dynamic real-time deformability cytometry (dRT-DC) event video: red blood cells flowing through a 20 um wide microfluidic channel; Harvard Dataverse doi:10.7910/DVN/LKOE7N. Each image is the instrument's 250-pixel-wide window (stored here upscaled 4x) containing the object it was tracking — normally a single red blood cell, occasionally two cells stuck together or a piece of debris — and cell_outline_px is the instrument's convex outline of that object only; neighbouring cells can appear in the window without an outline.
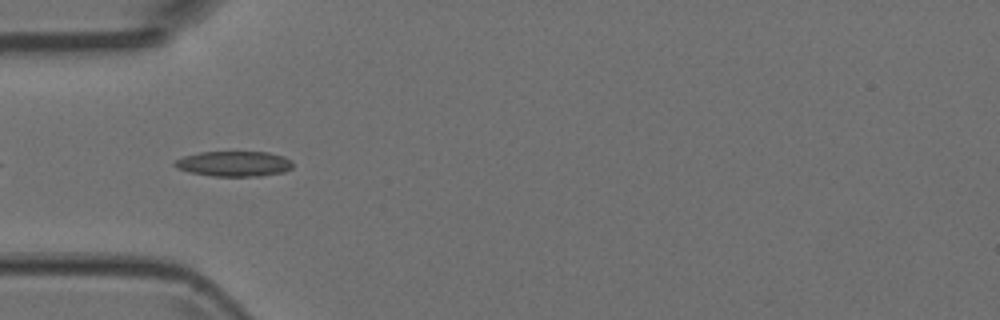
{"species": "Egyptian fruit bat (a non-hibernating species)", "species_latin": "Rousettus aegyptiacus", "temperature_condition": "room temperature", "stored_images_in_passage": 5, "camera_frame_rate_fps": 3000, "um_per_image_px": 0.085, "animal": {"sex": "female"}, "frame": {"image": 1, "passage_image": 4, "time_ms": 1.0, "image_size_px": [1000, 320], "cell_outline_px": [[292, 168], [284, 172], [260, 176], [212, 176], [188, 172], [176, 168], [172, 164], [176, 160], [184, 156], [200, 152], [268, 152], [284, 156], [292, 160]], "centroid_in_image_um": [19.89, 13.92], "position_along_channel_um": 65.1, "area_um2": 17.51}}
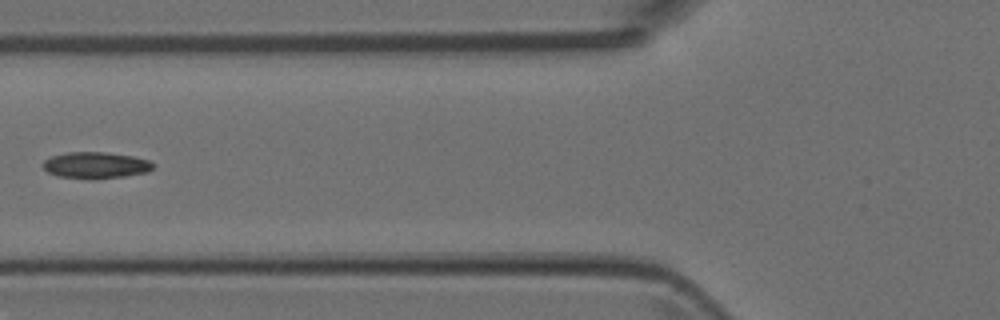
{"frame": {"image": 2, "passage_image": 5, "time_ms": 1.333, "image_size_px": [1000, 320], "cell_outline_px": [[156, 164], [148, 172], [124, 176], [96, 180], [88, 180], [56, 176], [48, 172], [44, 168], [44, 160], [52, 156], [68, 152], [104, 152], [132, 156], [148, 160]], "centroid_in_image_um": [8.14, 14.06], "position_along_channel_um": 117.7, "area_um2": 17.17}}